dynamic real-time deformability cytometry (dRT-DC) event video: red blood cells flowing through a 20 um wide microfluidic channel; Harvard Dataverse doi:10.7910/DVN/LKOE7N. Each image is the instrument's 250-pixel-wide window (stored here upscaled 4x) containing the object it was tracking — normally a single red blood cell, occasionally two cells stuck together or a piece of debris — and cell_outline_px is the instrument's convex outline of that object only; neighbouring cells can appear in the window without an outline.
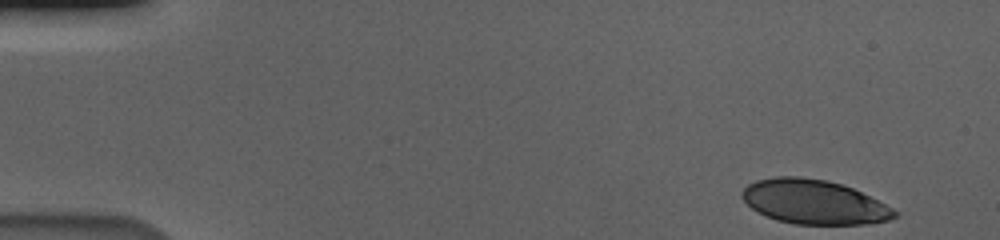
{"species": "human", "species_latin": "Homo sapiens", "temperature_condition": "cold", "stored_images_in_passage": 55, "camera_frame_rate_fps": 3000, "um_per_image_px": 0.085, "donor": {"sex": "male"}, "frame": {"image": 1, "passage_image": 1, "time_ms": 0.0, "image_size_px": [1000, 240], "cell_outline_px": [[900, 212], [896, 216], [888, 220], [864, 224], [792, 224], [776, 220], [756, 212], [740, 196], [740, 192], [748, 184], [756, 180], [776, 176], [800, 176], [828, 180], [852, 188]], "centroid_in_image_um": [69.13, 17.16], "position_along_channel_um": 15.9, "area_um2": 39.36}}
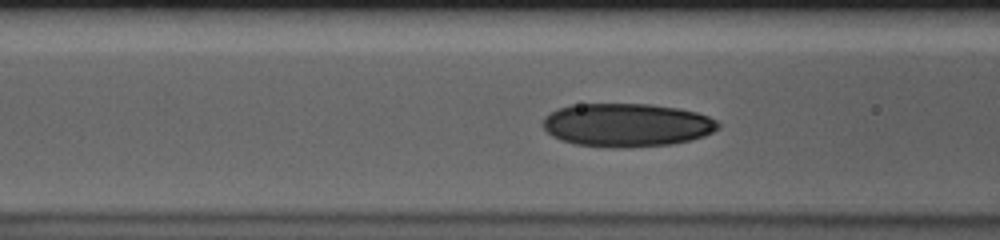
{"frame": {"image": 2, "passage_image": 20, "time_ms": 6.333, "image_size_px": [1000, 240], "cell_outline_px": [[720, 128], [704, 136], [692, 140], [672, 144], [628, 148], [616, 148], [576, 144], [560, 140], [552, 136], [540, 124], [544, 116], [560, 108], [572, 104], [648, 104], [676, 108], [696, 112], [708, 116], [716, 120], [720, 124]], "centroid_in_image_um": [53.27, 10.63], "position_along_channel_um": 113.3, "area_um2": 44.56}}
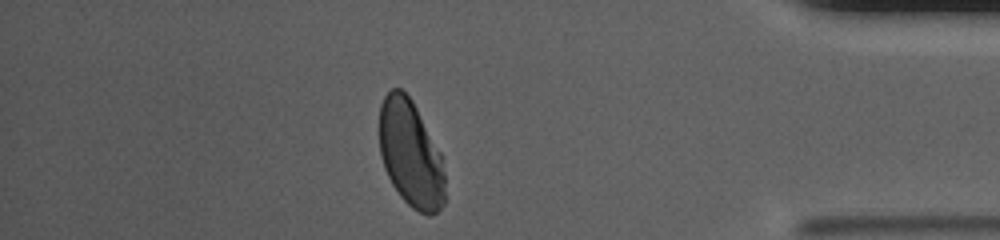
{"frame": {"image": 3, "passage_image": 47, "time_ms": 15.333, "image_size_px": [1000, 240], "cell_outline_px": [[444, 204], [436, 212], [428, 216], [412, 208], [400, 196], [392, 184], [384, 168], [380, 156], [380, 104], [384, 96], [392, 88], [400, 88], [412, 100], [440, 152], [444, 172]], "centroid_in_image_um": [34.89, 13.09], "position_along_channel_um": 400.3, "area_um2": 40.63}, "authors_computed_cell_mechanics": {"area_um2": 42.4252, "velocity_mm_per_s": 3.5738, "shape_relaxation_time_tau1_ms": 5.6427, "shape_relaxation_time_tau2_ms": 1.4659, "deformation_change_tau1": 0.1551, "deformation_change_tau2": 0.0585}}